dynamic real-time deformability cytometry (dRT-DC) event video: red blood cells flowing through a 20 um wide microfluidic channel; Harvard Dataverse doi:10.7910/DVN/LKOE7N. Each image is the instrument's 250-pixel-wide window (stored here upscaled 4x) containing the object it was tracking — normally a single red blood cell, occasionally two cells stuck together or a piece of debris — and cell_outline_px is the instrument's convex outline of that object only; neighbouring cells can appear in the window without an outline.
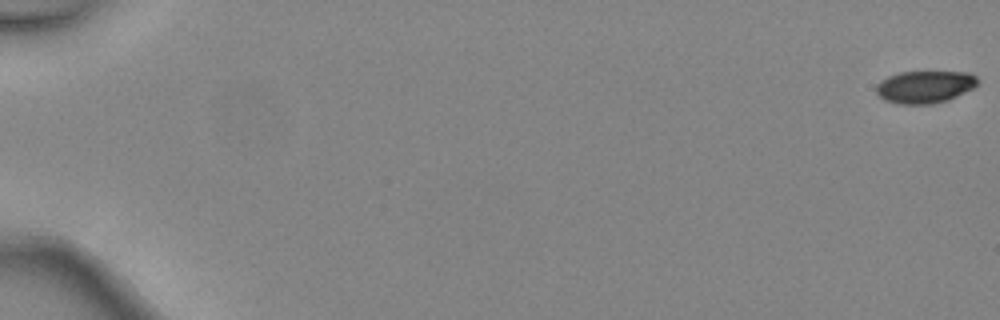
{"species": "common noctule bat (a hibernating species)", "species_latin": "Nyctalus noctula", "temperature_condition": "warm", "stored_images_in_passage": 5, "camera_frame_rate_fps": 3000, "um_per_image_px": 0.085, "animal": {"sex": "female", "body_mass_g": 24.6, "forearm_length_mm": 56.2}, "frame": {"image": 1, "passage_image": 1, "time_ms": 0.0, "image_size_px": [1000, 320], "cell_outline_px": [[980, 80], [972, 88], [948, 100], [932, 104], [900, 104], [884, 100], [876, 92], [876, 84], [880, 80], [888, 76], [900, 72], [968, 72], [976, 76]], "centroid_in_image_um": [78.59, 7.38], "position_along_channel_um": 6.4, "area_um2": 19.13}}